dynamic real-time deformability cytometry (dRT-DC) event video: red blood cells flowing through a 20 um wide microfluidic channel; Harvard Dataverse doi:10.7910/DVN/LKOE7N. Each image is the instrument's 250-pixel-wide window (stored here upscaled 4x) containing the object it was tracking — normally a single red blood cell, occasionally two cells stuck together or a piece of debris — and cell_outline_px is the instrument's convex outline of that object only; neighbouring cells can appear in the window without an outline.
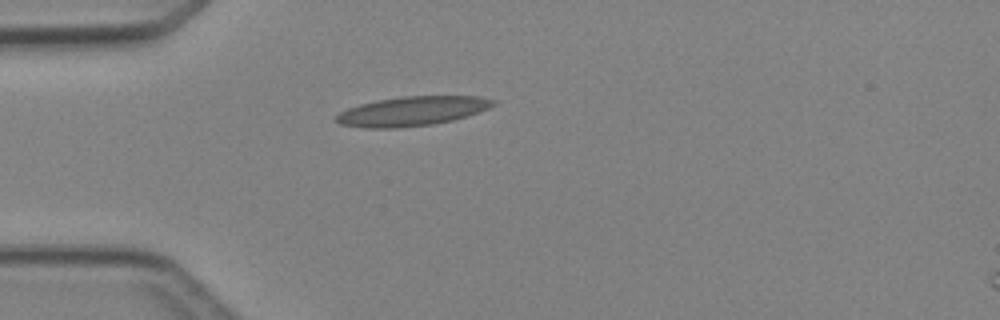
{"species": "Egyptian fruit bat (a non-hibernating species)", "species_latin": "Rousettus aegyptiacus", "temperature_condition": "cold", "stored_images_in_passage": 1, "camera_frame_rate_fps": 3000, "um_per_image_px": 0.085, "animal": {"sex": "female"}, "frame": {"image": 1, "passage_image": 1, "time_ms": 0.0, "image_size_px": [1000, 320], "cell_outline_px": [[496, 104], [480, 112], [452, 120], [432, 124], [396, 128], [364, 128], [340, 124], [332, 120], [340, 112], [348, 108], [360, 104], [376, 100], [404, 96], [480, 96], [496, 100]], "centroid_in_image_um": [35.02, 9.44], "position_along_channel_um": 50.0, "area_um2": 26.93}}